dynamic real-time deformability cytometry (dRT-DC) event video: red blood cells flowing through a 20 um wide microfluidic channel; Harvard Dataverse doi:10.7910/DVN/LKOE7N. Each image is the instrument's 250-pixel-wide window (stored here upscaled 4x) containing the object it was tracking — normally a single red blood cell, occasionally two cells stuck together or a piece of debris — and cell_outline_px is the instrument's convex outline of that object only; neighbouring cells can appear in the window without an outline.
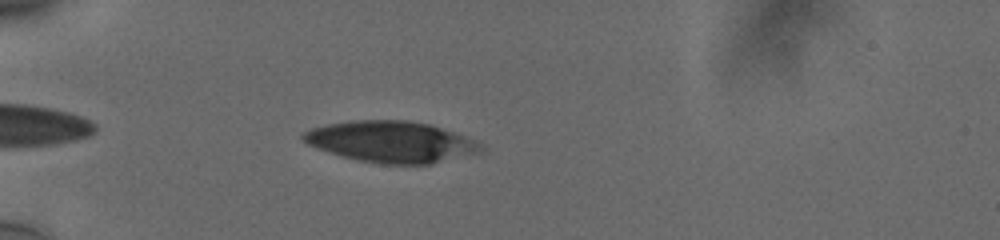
{"species": "human", "species_latin": "Homo sapiens", "temperature_condition": "cold", "stored_images_in_passage": 40, "camera_frame_rate_fps": 3000, "um_per_image_px": 0.085, "donor": {"sex": "male"}, "frame": {"image": 1, "passage_image": 5, "time_ms": 1.333, "image_size_px": [1000, 240], "cell_outline_px": [[484, 148], [480, 152], [432, 164], [380, 164], [360, 160], [344, 156], [308, 144], [300, 136], [304, 132], [312, 128], [328, 124], [352, 120], [408, 120], [428, 124], [452, 132], [472, 140], [480, 144]], "centroid_in_image_um": [33.24, 12.05], "position_along_channel_um": 51.8, "area_um2": 41.96}}
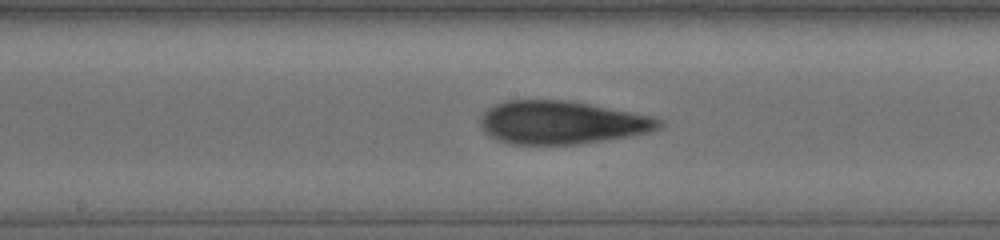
{"frame": {"image": 2, "passage_image": 19, "time_ms": 6.0, "image_size_px": [1000, 240], "cell_outline_px": [[664, 124], [660, 128], [648, 132], [628, 136], [604, 140], [576, 144], [512, 144], [496, 140], [484, 132], [480, 124], [480, 120], [484, 112], [488, 108], [496, 104], [508, 100], [568, 100], [656, 116]], "centroid_in_image_um": [47.76, 10.41], "position_along_channel_um": 200.4, "area_um2": 44.97}}
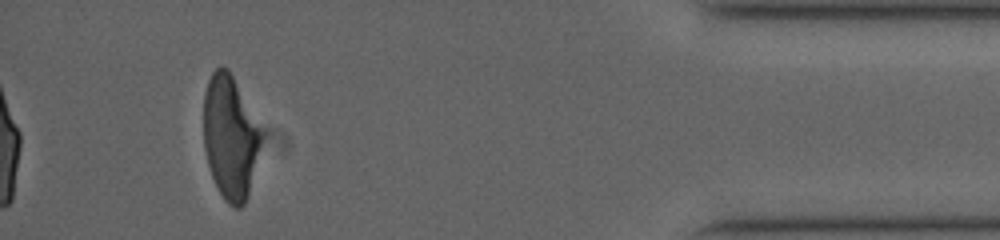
{"frame": {"image": 3, "passage_image": 40, "time_ms": 13.0, "image_size_px": [1000, 240], "cell_outline_px": [[260, 144], [248, 192], [244, 204], [240, 208], [236, 208], [228, 204], [224, 200], [212, 176], [208, 164], [204, 148], [204, 92], [208, 80], [212, 72], [216, 68], [228, 68], [260, 132]], "centroid_in_image_um": [19.5, 11.69], "position_along_channel_um": 415.7, "area_um2": 40.0}, "authors_computed_cell_mechanics": {"area_um2": 44.1592, "velocity_mm_per_s": 3.7781, "shape_relaxation_time_tau1_ms": 6.9645, "shape_relaxation_time_tau2_ms": 2.0768, "deformation_change_tau1": 0.2108, "deformation_change_tau2": 0.1138}}